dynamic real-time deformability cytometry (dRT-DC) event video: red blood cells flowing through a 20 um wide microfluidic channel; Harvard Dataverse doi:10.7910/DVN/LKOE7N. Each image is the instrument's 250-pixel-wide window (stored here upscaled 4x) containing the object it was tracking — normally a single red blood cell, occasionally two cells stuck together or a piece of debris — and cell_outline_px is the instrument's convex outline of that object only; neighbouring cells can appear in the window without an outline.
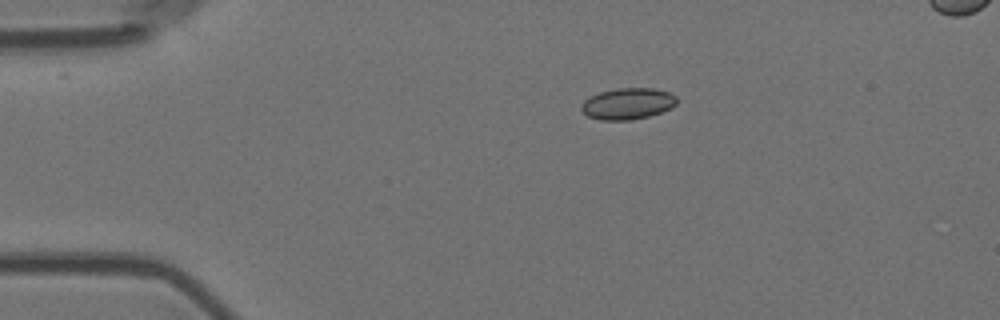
{"species": "Egyptian fruit bat (a non-hibernating species)", "species_latin": "Rousettus aegyptiacus", "temperature_condition": "room temperature", "stored_images_in_passage": 3, "segment_of_instrument_passage": [1, 2], "camera_frame_rate_fps": 3000, "um_per_image_px": 0.085, "animal": {"sex": "female"}, "frame": {"image": 1, "passage_image": 1, "time_ms": 0.0, "image_size_px": [1000, 320], "cell_outline_px": [[676, 104], [660, 112], [648, 116], [628, 120], [600, 120], [588, 116], [580, 108], [580, 104], [584, 100], [600, 92], [616, 88], [652, 88], [668, 92], [676, 96]], "centroid_in_image_um": [53.32, 8.81], "position_along_channel_um": 31.7, "area_um2": 17.22}}